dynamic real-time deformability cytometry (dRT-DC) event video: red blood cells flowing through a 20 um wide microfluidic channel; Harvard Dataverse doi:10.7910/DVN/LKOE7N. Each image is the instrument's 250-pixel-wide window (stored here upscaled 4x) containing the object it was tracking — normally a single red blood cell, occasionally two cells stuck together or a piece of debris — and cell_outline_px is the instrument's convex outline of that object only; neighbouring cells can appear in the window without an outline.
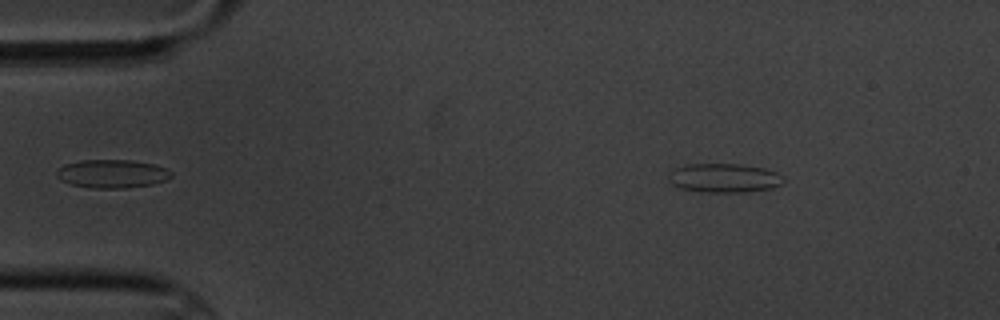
{"species": "common noctule bat (a hibernating species)", "species_latin": "Nyctalus noctula", "temperature_condition": "cold", "stored_images_in_passage": 6, "camera_frame_rate_fps": 3000, "um_per_image_px": 0.085, "animal": {"sex": "male", "body_mass_g": 20.1, "forearm_length_mm": 53.5}, "frame": {"image": 1, "passage_image": 6, "time_ms": 6.0, "image_size_px": [1000, 320], "cell_outline_px": [[784, 180], [780, 184], [772, 188], [748, 192], [700, 192], [680, 188], [672, 184], [668, 180], [668, 172], [684, 164], [740, 164], [764, 168], [776, 172], [784, 176]], "centroid_in_image_um": [61.53, 15.13], "position_along_channel_um": 23.5, "area_um2": 19.65}}